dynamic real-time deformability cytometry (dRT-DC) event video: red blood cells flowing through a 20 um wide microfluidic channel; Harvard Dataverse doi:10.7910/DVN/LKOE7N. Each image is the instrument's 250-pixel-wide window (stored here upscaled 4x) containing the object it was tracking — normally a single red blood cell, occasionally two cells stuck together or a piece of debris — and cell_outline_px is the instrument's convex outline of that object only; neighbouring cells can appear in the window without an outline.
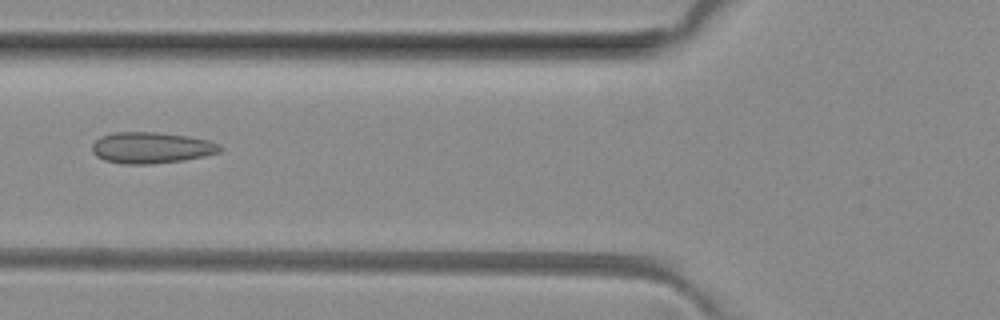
{"species": "common noctule bat (a hibernating species)", "species_latin": "Nyctalus noctula", "temperature_condition": "room temperature", "stored_images_in_passage": 7, "camera_frame_rate_fps": 3000, "um_per_image_px": 0.085, "animal": {"sex": "female", "body_mass_g": 29.2, "forearm_length_mm": 56.3}, "frame": {"image": 1, "passage_image": 6, "time_ms": 6.0, "image_size_px": [1000, 320], "cell_outline_px": [[224, 148], [220, 152], [204, 156], [184, 160], [152, 164], [124, 164], [104, 160], [96, 156], [92, 152], [92, 144], [100, 136], [112, 132], [156, 132], [188, 136], [208, 140], [220, 144]], "centroid_in_image_um": [12.86, 12.55], "position_along_channel_um": 112.9, "area_um2": 23.47}}
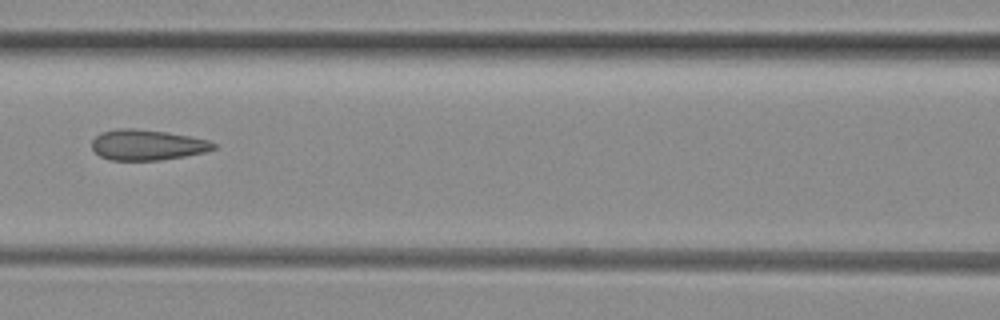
{"frame": {"image": 2, "passage_image": 7, "time_ms": 7.0, "image_size_px": [1000, 320], "cell_outline_px": [[216, 148], [204, 152], [184, 156], [160, 160], [112, 160], [100, 156], [92, 148], [92, 140], [100, 132], [116, 128], [132, 128], [164, 132], [188, 136], [208, 140], [216, 144]], "centroid_in_image_um": [12.48, 12.31], "position_along_channel_um": 154.1, "area_um2": 21.5}}